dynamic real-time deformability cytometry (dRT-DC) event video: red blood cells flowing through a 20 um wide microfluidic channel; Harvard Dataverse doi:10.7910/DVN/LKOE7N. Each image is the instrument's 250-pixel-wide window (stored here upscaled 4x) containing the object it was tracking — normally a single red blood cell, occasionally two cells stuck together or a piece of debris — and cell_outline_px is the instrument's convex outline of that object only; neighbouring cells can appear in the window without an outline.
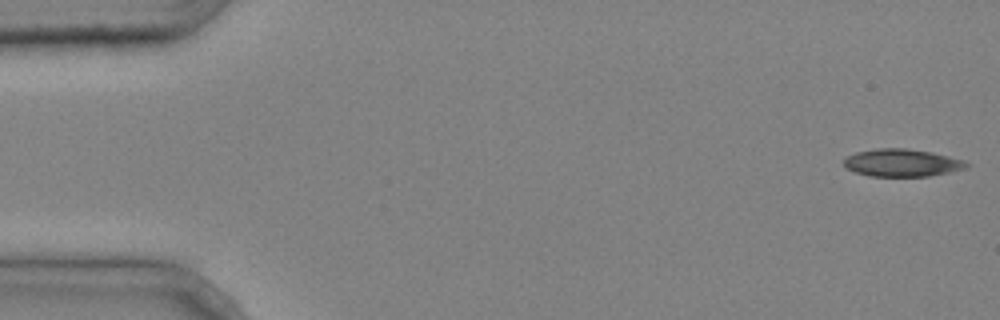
{"species": "common noctule bat (a hibernating species)", "species_latin": "Nyctalus noctula", "temperature_condition": "cold", "stored_images_in_passage": 5, "camera_frame_rate_fps": 3000, "um_per_image_px": 0.085, "animal": {"sex": "male", "body_mass_g": 20.4}, "frame": {"image": 1, "passage_image": 1, "time_ms": 0.0, "image_size_px": [1000, 320], "cell_outline_px": [[968, 168], [928, 176], [868, 176], [856, 172], [848, 168], [844, 164], [844, 160], [848, 156], [856, 152], [876, 148], [908, 148], [932, 152], [964, 160], [968, 164]], "centroid_in_image_um": [76.68, 13.83], "position_along_channel_um": 8.3, "area_um2": 19.59}}
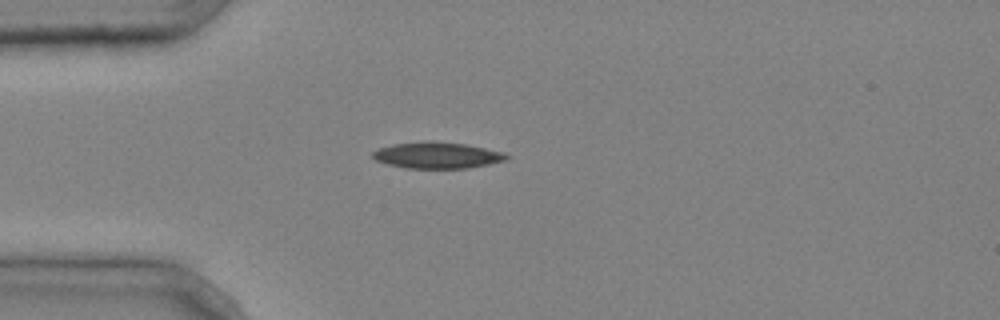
{"frame": {"image": 2, "passage_image": 4, "time_ms": 1.0, "image_size_px": [1000, 320], "cell_outline_px": [[508, 160], [468, 168], [404, 168], [388, 164], [376, 160], [372, 156], [372, 152], [380, 148], [392, 144], [424, 140], [432, 140], [464, 144], [504, 152], [508, 156]], "centroid_in_image_um": [37.14, 13.19], "position_along_channel_um": 47.9, "area_um2": 20.58}}